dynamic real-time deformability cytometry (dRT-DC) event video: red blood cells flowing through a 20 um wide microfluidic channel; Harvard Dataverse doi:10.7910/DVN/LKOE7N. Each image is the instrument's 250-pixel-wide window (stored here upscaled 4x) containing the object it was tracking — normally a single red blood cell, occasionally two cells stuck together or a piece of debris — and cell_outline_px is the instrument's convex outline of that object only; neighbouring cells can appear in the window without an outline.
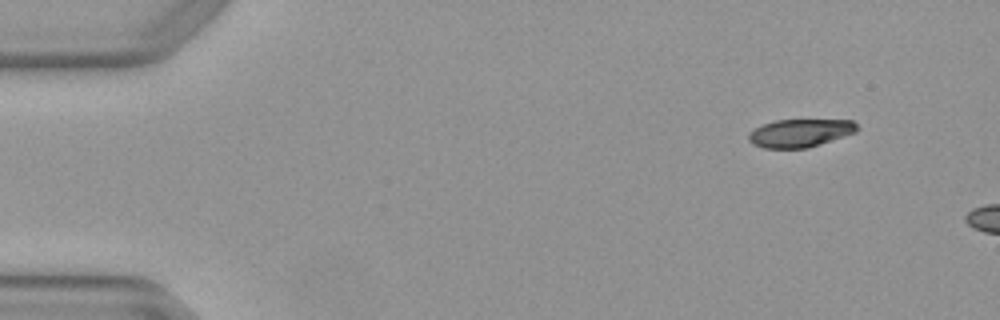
{"species": "Egyptian fruit bat (a non-hibernating species)", "species_latin": "Rousettus aegyptiacus", "temperature_condition": "warm", "stored_images_in_passage": 3, "camera_frame_rate_fps": 3000, "um_per_image_px": 0.085, "animal": {"sex": "female"}, "frame": {"image": 1, "passage_image": 3, "time_ms": 0.667, "image_size_px": [1000, 320], "cell_outline_px": [[860, 128], [856, 132], [808, 148], [764, 148], [752, 144], [748, 140], [748, 136], [756, 128], [764, 124], [776, 120], [852, 120]], "centroid_in_image_um": [68.03, 11.31], "position_along_channel_um": 17.0, "area_um2": 17.57}}